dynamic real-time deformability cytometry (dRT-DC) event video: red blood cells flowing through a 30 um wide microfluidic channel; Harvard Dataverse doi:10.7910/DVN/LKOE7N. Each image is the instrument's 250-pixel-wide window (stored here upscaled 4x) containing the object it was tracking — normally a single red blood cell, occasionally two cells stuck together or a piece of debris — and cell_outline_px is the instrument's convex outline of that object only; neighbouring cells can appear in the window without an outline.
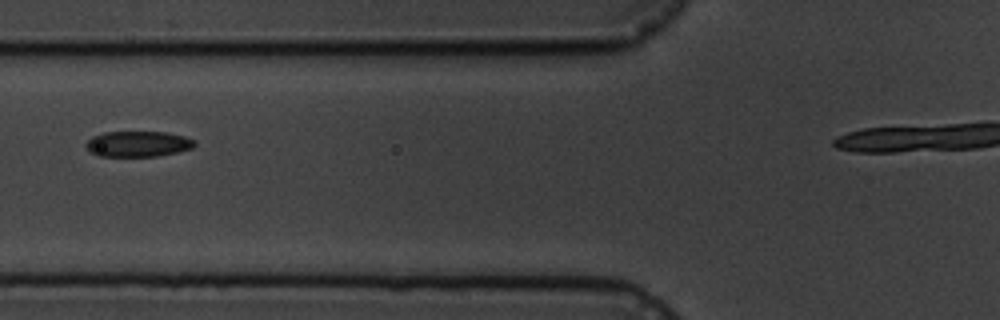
{"species": "common noctule bat (a hibernating species)", "species_latin": "Nyctalus noctula", "temperature_condition": "cold", "stored_images_in_passage": 7, "camera_frame_rate_fps": 3000, "um_per_image_px": 0.085, "animal": {"sex": "male", "body_mass_g": 19.5, "forearm_length_mm": 54.6}, "frame": {"image": 1, "passage_image": 3, "time_ms": 2.333, "image_size_px": [1000, 320], "cell_outline_px": [[196, 144], [192, 148], [160, 156], [96, 156], [84, 144], [92, 136], [104, 132], [164, 132], [184, 136], [196, 140]], "centroid_in_image_um": [11.73, 12.23], "position_along_channel_um": 114.1, "area_um2": 16.24}}
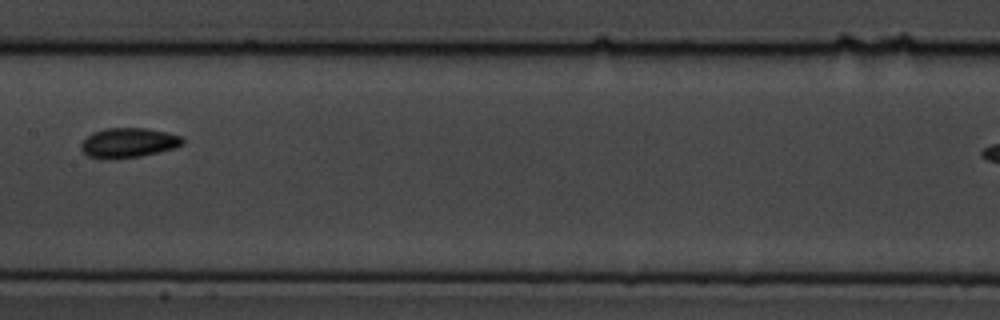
{"frame": {"image": 2, "passage_image": 5, "time_ms": 4.667, "image_size_px": [1000, 320], "cell_outline_px": [[184, 144], [176, 148], [160, 152], [140, 156], [104, 160], [100, 160], [88, 156], [80, 148], [80, 144], [92, 132], [104, 128], [144, 128], [168, 132], [180, 136], [184, 140]], "centroid_in_image_um": [10.91, 12.14], "position_along_channel_um": 196.5, "area_um2": 17.86}}
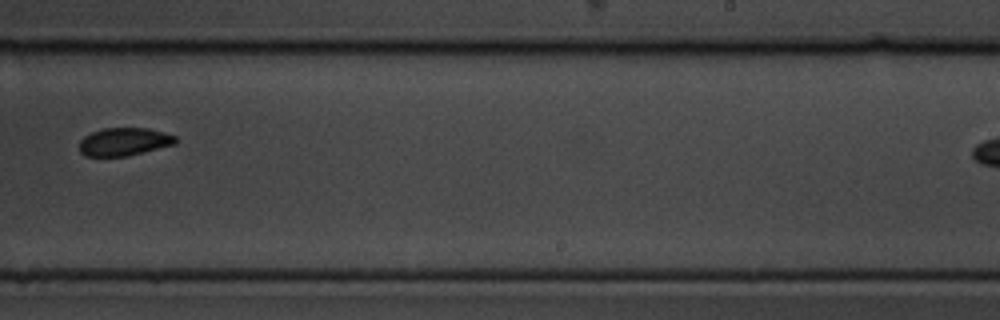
{"frame": {"image": 3, "passage_image": 7, "time_ms": 7.0, "image_size_px": [1000, 320], "cell_outline_px": [[176, 144], [128, 156], [84, 156], [80, 152], [80, 140], [84, 136], [100, 128], [148, 128], [164, 132], [176, 136]], "centroid_in_image_um": [10.55, 12.04], "position_along_channel_um": 278.5, "area_um2": 15.78}}